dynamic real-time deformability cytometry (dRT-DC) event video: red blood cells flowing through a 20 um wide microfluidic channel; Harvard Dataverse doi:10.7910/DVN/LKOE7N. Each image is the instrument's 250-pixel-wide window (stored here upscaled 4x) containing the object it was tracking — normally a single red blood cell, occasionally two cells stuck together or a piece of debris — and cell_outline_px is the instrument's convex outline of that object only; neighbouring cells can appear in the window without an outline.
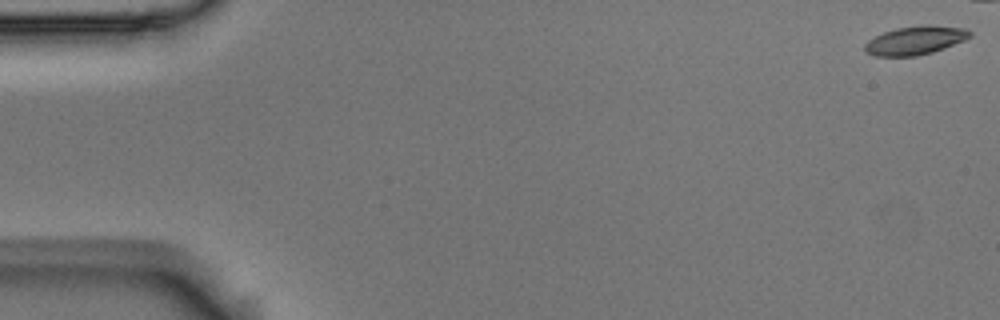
{"species": "Egyptian fruit bat (a non-hibernating species)", "species_latin": "Rousettus aegyptiacus", "temperature_condition": "room temperature", "stored_images_in_passage": 6, "camera_frame_rate_fps": 3000, "um_per_image_px": 0.085, "animal": {"sex": "male"}, "frame": {"image": 1, "passage_image": 1, "time_ms": 0.0, "image_size_px": [1000, 320], "cell_outline_px": [[972, 36], [964, 40], [944, 48], [932, 52], [916, 56], [876, 56], [864, 52], [864, 44], [868, 40], [884, 32], [896, 28], [924, 24], [928, 24], [964, 28], [972, 32]], "centroid_in_image_um": [77.79, 3.42], "position_along_channel_um": 7.2, "area_um2": 17.57}}